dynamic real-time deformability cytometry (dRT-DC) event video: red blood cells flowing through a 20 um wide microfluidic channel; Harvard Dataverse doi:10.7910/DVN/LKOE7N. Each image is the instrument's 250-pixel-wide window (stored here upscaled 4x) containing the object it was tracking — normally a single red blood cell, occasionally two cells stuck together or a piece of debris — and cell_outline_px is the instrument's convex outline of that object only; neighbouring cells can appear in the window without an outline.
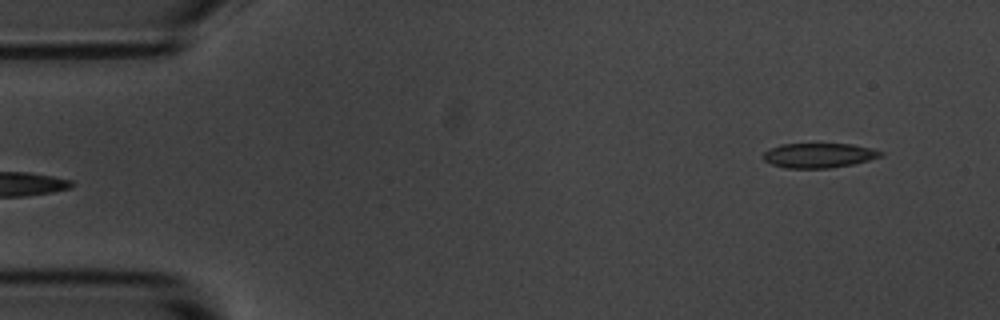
{"species": "common noctule bat (a hibernating species)", "species_latin": "Nyctalus noctula", "temperature_condition": "room temperature", "stored_images_in_passage": 6, "camera_frame_rate_fps": 3000, "um_per_image_px": 0.085, "animal": {"sex": "male", "body_mass_g": 20.1, "forearm_length_mm": 53.5}, "frame": {"image": 1, "passage_image": 6, "time_ms": 6.0, "image_size_px": [1000, 320], "cell_outline_px": [[884, 152], [880, 156], [868, 160], [852, 164], [832, 168], [784, 168], [772, 164], [764, 160], [760, 156], [764, 152], [780, 144], [852, 144], [872, 148]], "centroid_in_image_um": [69.57, 13.21], "position_along_channel_um": 15.4, "area_um2": 16.88}}